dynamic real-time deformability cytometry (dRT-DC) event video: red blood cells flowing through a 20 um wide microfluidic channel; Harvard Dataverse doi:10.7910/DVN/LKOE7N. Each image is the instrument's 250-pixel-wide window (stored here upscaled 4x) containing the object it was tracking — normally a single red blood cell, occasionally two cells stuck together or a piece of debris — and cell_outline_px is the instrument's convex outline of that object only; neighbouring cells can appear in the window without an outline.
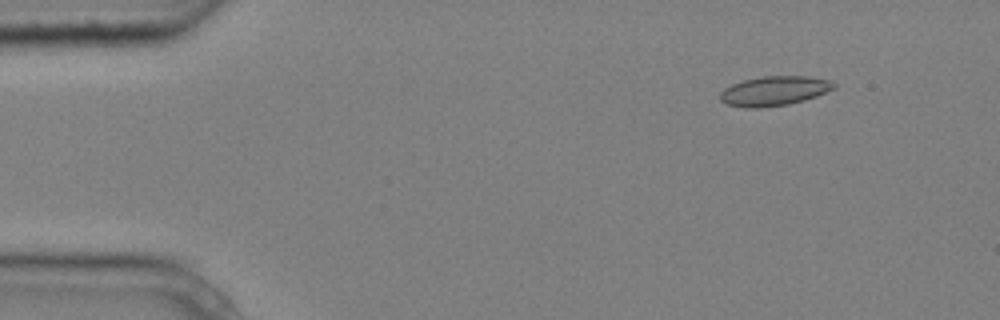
{"species": "common noctule bat (a hibernating species)", "species_latin": "Nyctalus noctula", "temperature_condition": "cold", "stored_images_in_passage": 5, "camera_frame_rate_fps": 3000, "um_per_image_px": 0.085, "animal": {"sex": "male", "body_mass_g": 20.4}, "frame": {"image": 1, "passage_image": 2, "time_ms": 0.333, "image_size_px": [1000, 320], "cell_outline_px": [[836, 88], [816, 96], [804, 100], [788, 104], [760, 108], [744, 108], [728, 104], [720, 100], [720, 92], [724, 88], [732, 84], [744, 80], [764, 76], [808, 76], [832, 80], [836, 84]], "centroid_in_image_um": [65.83, 7.72], "position_along_channel_um": 19.2, "area_um2": 19.65}}
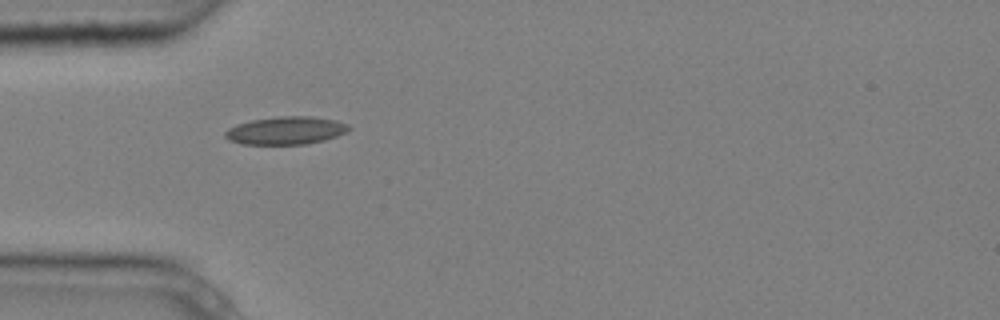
{"frame": {"image": 2, "passage_image": 4, "time_ms": 1.0, "image_size_px": [1000, 320], "cell_outline_px": [[352, 128], [348, 132], [324, 140], [308, 144], [240, 144], [228, 140], [224, 136], [224, 132], [228, 128], [236, 124], [252, 120], [276, 116], [312, 116], [336, 120], [348, 124]], "centroid_in_image_um": [24.3, 11.09], "position_along_channel_um": 60.7, "area_um2": 20.35}}
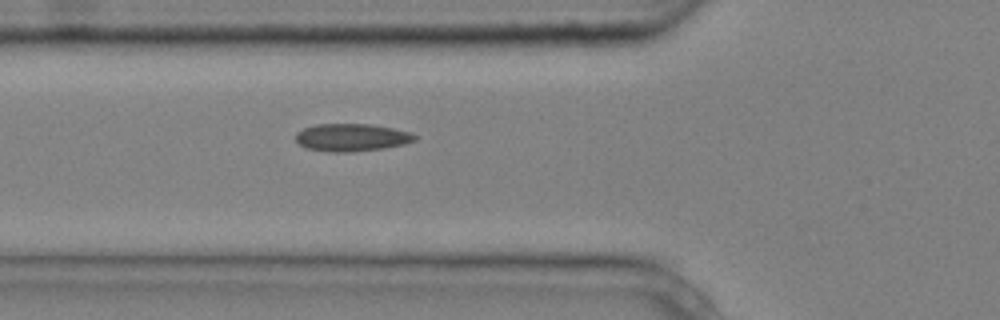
{"frame": {"image": 3, "passage_image": 5, "time_ms": 1.333, "image_size_px": [1000, 320], "cell_outline_px": [[416, 140], [404, 144], [384, 148], [352, 152], [328, 152], [304, 148], [296, 140], [296, 132], [304, 128], [316, 124], [372, 124], [412, 132], [416, 136]], "centroid_in_image_um": [29.88, 11.68], "position_along_channel_um": 95.9, "area_um2": 19.31}}